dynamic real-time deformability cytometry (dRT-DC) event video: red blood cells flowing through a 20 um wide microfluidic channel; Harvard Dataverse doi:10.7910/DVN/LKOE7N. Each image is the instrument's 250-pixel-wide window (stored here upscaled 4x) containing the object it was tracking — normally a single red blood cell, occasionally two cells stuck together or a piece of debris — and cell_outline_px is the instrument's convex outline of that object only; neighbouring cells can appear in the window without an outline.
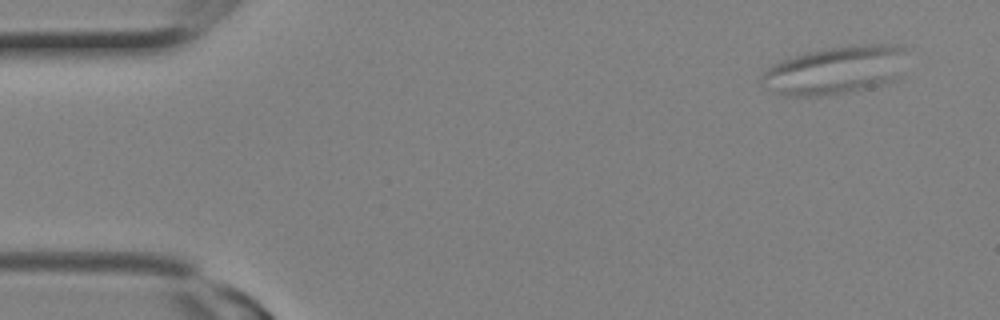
{"species": "Egyptian fruit bat (a non-hibernating species)", "species_latin": "Rousettus aegyptiacus", "temperature_condition": "room temperature", "stored_images_in_passage": 10, "camera_frame_rate_fps": 3000, "um_per_image_px": 0.085, "animal": {"sex": "female"}, "frame": {"image": 1, "passage_image": 1, "time_ms": 0.0, "image_size_px": [1000, 320], "cell_outline_px": [[904, 48], [900, 76], [896, 80], [872, 88], [848, 92], [820, 96], [784, 96], [764, 88], [760, 84], [760, 76], [772, 64], [808, 52], [828, 48], [864, 44], [896, 44]], "centroid_in_image_um": [70.97, 5.99], "position_along_channel_um": 14.0, "area_um2": 40.81}}
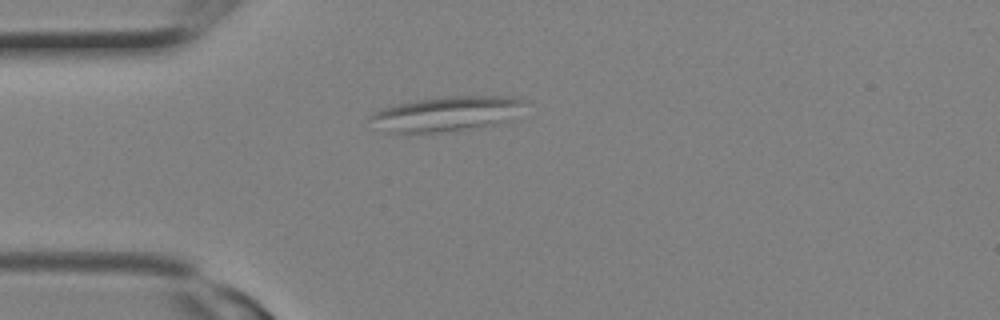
{"frame": {"image": 2, "passage_image": 6, "time_ms": 1.667, "image_size_px": [1000, 320], "cell_outline_px": [[528, 100], [512, 120], [496, 124], [440, 132], [384, 132], [368, 116], [372, 112], [380, 108], [416, 100], [452, 96], [516, 96]], "centroid_in_image_um": [38.02, 9.65], "position_along_channel_um": 47.0, "area_um2": 31.27}}